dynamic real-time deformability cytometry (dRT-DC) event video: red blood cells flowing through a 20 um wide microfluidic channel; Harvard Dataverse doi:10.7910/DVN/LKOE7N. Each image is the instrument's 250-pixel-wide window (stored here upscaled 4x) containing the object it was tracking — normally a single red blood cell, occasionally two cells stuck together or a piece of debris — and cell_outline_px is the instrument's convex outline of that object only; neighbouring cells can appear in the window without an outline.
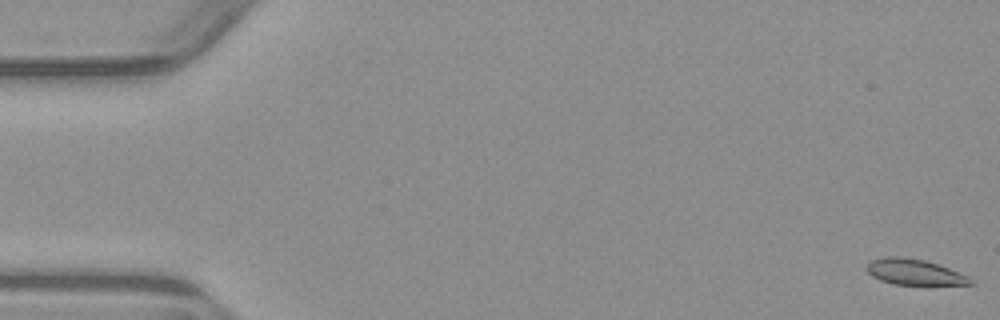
{"species": "common noctule bat (a hibernating species)", "species_latin": "Nyctalus noctula", "temperature_condition": "warm", "stored_images_in_passage": 6, "camera_frame_rate_fps": 3000, "um_per_image_px": 0.085, "animal": {"sex": "male", "body_mass_g": 23.1, "forearm_length_mm": 52.7}, "frame": {"image": 1, "passage_image": 1, "time_ms": 0.0, "image_size_px": [1000, 320], "cell_outline_px": [[976, 284], [892, 284], [880, 280], [872, 276], [864, 268], [872, 260], [884, 256], [900, 256], [924, 260], [940, 264], [968, 276], [976, 280]], "centroid_in_image_um": [77.73, 23.11], "position_along_channel_um": 7.3, "area_um2": 15.66}}
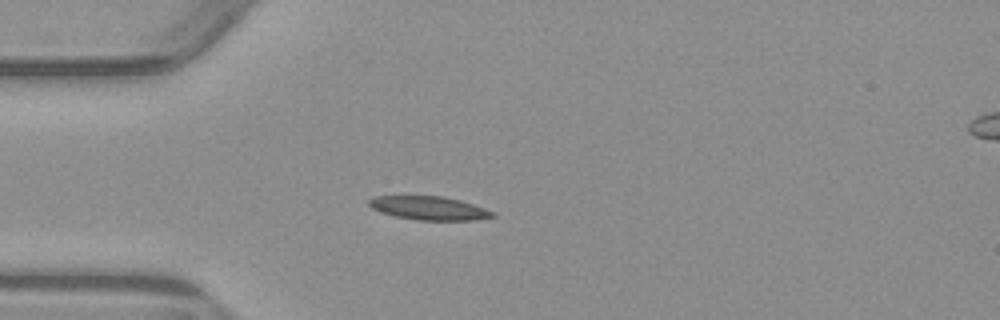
{"frame": {"image": 2, "passage_image": 5, "time_ms": 4.667, "image_size_px": [1000, 320], "cell_outline_px": [[496, 216], [476, 220], [416, 220], [396, 216], [380, 212], [372, 208], [368, 204], [368, 200], [372, 196], [444, 196], [460, 200], [496, 212]], "centroid_in_image_um": [36.47, 17.69], "position_along_channel_um": 48.5, "area_um2": 17.05}}